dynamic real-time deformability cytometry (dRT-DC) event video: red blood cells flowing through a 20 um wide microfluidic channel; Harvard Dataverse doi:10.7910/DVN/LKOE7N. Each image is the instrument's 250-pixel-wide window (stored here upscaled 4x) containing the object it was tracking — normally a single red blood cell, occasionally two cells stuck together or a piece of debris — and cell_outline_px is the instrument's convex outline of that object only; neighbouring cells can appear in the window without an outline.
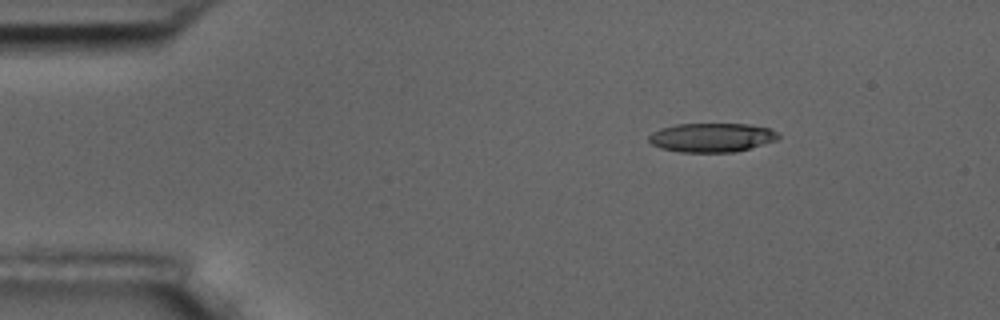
{"species": "common noctule bat (a hibernating species)", "species_latin": "Nyctalus noctula", "temperature_condition": "room temperature", "stored_images_in_passage": 4, "camera_frame_rate_fps": 3000, "um_per_image_px": 0.085, "animal": {"sex": "male", "body_mass_g": 17.5, "forearm_length_mm": 52.3}, "frame": {"image": 1, "passage_image": 1, "time_ms": 0.0, "image_size_px": [1000, 320], "cell_outline_px": [[780, 136], [776, 140], [736, 152], [680, 152], [660, 148], [652, 144], [648, 140], [648, 136], [652, 132], [660, 128], [676, 124], [748, 124], [768, 128], [776, 132]], "centroid_in_image_um": [60.46, 11.69], "position_along_channel_um": 24.5, "area_um2": 21.85}}
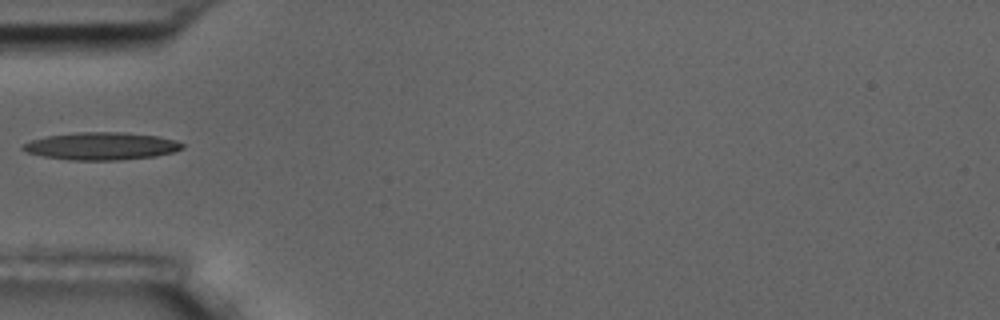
{"frame": {"image": 2, "passage_image": 4, "time_ms": 3.333, "image_size_px": [1000, 320], "cell_outline_px": [[184, 148], [172, 152], [156, 156], [120, 160], [68, 160], [44, 156], [28, 152], [20, 148], [24, 144], [32, 140], [48, 136], [76, 132], [124, 132], [156, 136], [176, 140], [184, 144]], "centroid_in_image_um": [8.65, 12.42], "position_along_channel_um": 76.4, "area_um2": 25.49}}